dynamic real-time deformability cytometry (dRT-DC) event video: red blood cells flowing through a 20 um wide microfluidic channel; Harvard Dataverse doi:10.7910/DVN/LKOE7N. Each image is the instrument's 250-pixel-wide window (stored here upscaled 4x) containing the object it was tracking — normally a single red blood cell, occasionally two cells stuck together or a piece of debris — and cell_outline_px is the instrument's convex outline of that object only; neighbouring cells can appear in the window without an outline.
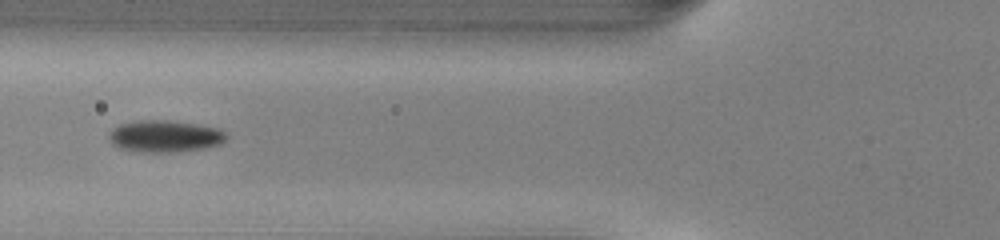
{"species": "common noctule bat (a hibernating species)", "species_latin": "Nyctalus noctula", "temperature_condition": "warm", "stored_images_in_passage": 34, "camera_frame_rate_fps": 3000, "um_per_image_px": 0.085, "animal": {"sex": "male", "body_mass_g": 13.0, "forearm_length_mm": 53.1}, "frame": {"image": 1, "passage_image": 5, "time_ms": 1.333, "image_size_px": [1000, 240], "cell_outline_px": [[228, 136], [220, 144], [200, 148], [176, 152], [128, 152], [112, 144], [108, 136], [112, 128], [120, 124], [140, 120], [168, 120], [196, 124], [220, 128]], "centroid_in_image_um": [13.97, 11.58], "position_along_channel_um": 111.8, "area_um2": 21.91}}
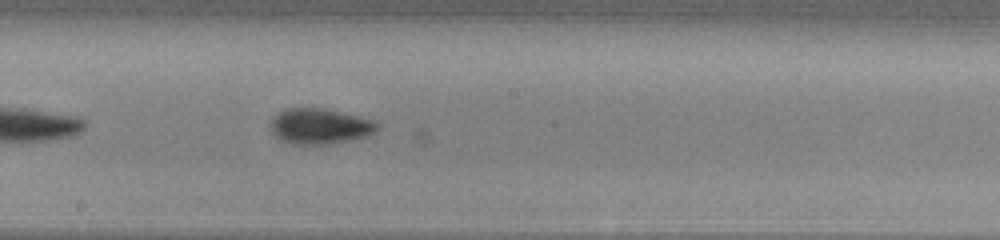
{"frame": {"image": 2, "passage_image": 13, "time_ms": 4.0, "image_size_px": [1000, 240], "cell_outline_px": [[380, 128], [368, 136], [348, 140], [324, 144], [292, 144], [280, 140], [272, 132], [268, 124], [272, 116], [288, 108], [324, 108], [360, 116], [376, 120], [380, 124]], "centroid_in_image_um": [27.19, 10.72], "position_along_channel_um": 221.0, "area_um2": 22.37}}
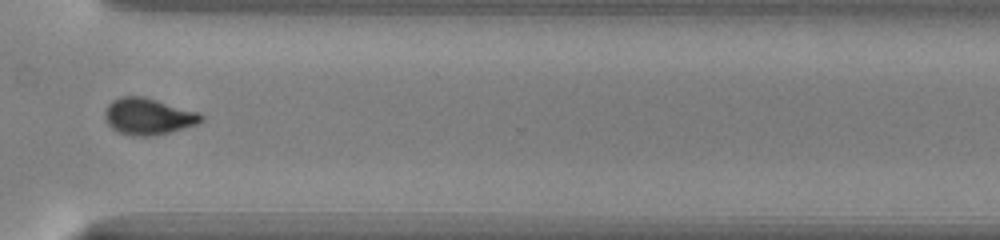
{"frame": {"image": 3, "passage_image": 23, "time_ms": 7.333, "image_size_px": [1000, 240], "cell_outline_px": [[204, 120], [196, 124], [168, 132], [152, 136], [132, 136], [120, 132], [112, 128], [108, 124], [104, 116], [104, 112], [108, 104], [112, 100], [120, 96], [144, 96], [196, 112], [204, 116]], "centroid_in_image_um": [12.55, 9.89], "position_along_channel_um": 358.0, "area_um2": 20.29}}